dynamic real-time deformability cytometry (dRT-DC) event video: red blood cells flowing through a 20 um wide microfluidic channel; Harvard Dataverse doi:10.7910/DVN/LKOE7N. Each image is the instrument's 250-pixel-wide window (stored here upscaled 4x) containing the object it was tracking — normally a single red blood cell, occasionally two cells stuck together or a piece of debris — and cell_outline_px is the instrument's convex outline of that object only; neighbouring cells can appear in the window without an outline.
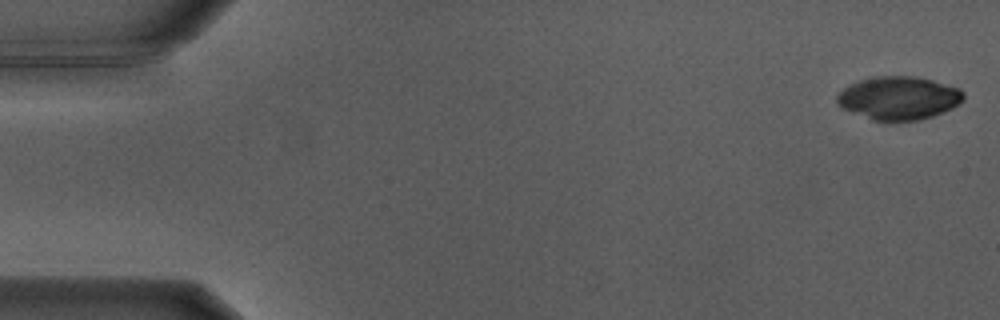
{"species": "Egyptian fruit bat (a non-hibernating species)", "species_latin": "Rousettus aegyptiacus", "temperature_condition": "warm", "stored_images_in_passage": 12, "camera_frame_rate_fps": 3000, "um_per_image_px": 0.085, "animal": {"sex": "male"}, "frame": {"image": 1, "passage_image": 1, "time_ms": 0.0, "image_size_px": [1000, 320], "cell_outline_px": [[964, 100], [960, 104], [952, 108], [932, 116], [920, 120], [872, 120], [840, 108], [836, 104], [836, 96], [848, 84], [860, 80], [876, 76], [916, 76], [932, 80], [960, 88], [964, 92]], "centroid_in_image_um": [76.38, 8.32], "position_along_channel_um": 8.6, "area_um2": 32.02}}